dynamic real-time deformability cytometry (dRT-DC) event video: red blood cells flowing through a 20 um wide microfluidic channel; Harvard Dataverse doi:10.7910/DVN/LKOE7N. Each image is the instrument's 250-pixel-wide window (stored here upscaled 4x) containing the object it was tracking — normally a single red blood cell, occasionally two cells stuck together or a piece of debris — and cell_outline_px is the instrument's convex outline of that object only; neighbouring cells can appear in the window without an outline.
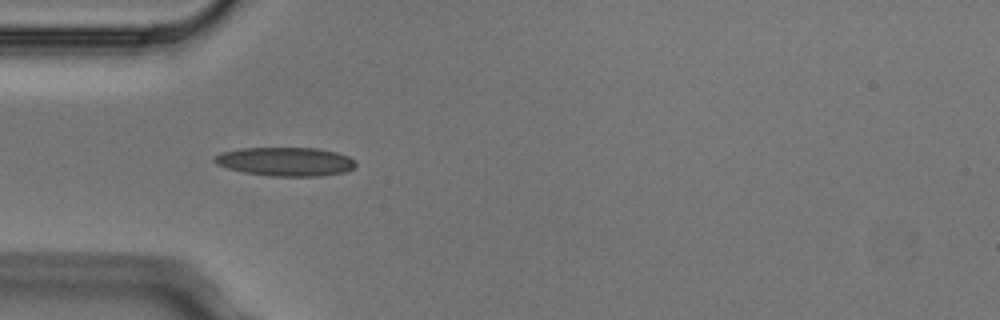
{"species": "Egyptian fruit bat (a non-hibernating species)", "species_latin": "Rousettus aegyptiacus", "temperature_condition": "cold", "stored_images_in_passage": 4, "camera_frame_rate_fps": 3000, "um_per_image_px": 0.085, "animal": {"sex": "male"}, "frame": {"image": 1, "passage_image": 3, "time_ms": 0.667, "image_size_px": [1000, 320], "cell_outline_px": [[356, 164], [352, 168], [344, 172], [320, 176], [272, 176], [244, 172], [228, 168], [216, 164], [212, 160], [216, 156], [224, 152], [240, 148], [316, 148], [336, 152], [348, 156]], "centroid_in_image_um": [24.26, 13.73], "position_along_channel_um": 60.7, "area_um2": 23.41}}
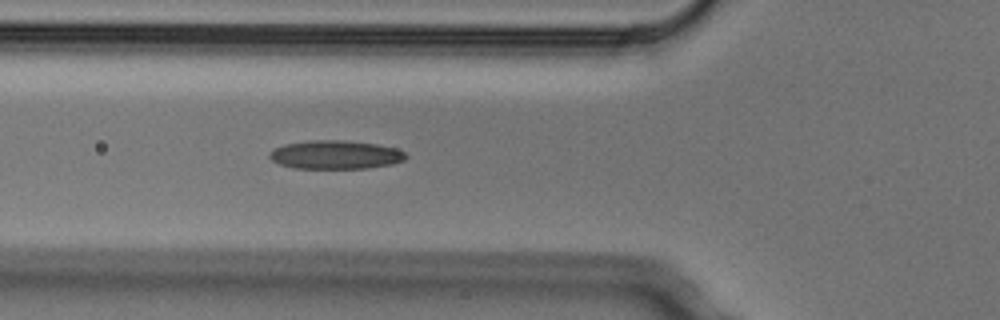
{"frame": {"image": 2, "passage_image": 4, "time_ms": 1.0, "image_size_px": [1000, 320], "cell_outline_px": [[408, 156], [404, 160], [392, 164], [368, 168], [292, 168], [280, 164], [272, 160], [268, 156], [268, 152], [284, 144], [308, 140], [344, 140], [376, 144], [396, 148], [404, 152]], "centroid_in_image_um": [28.5, 13.15], "position_along_channel_um": 97.3, "area_um2": 22.77}}